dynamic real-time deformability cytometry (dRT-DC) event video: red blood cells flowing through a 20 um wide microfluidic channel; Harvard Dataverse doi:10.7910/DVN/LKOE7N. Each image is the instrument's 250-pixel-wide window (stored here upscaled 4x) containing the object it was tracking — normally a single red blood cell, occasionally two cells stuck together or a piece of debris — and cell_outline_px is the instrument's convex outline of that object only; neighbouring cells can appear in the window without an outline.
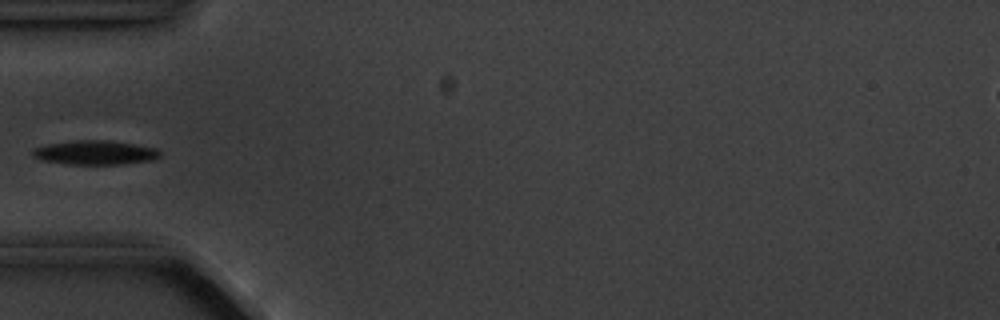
{"species": "common noctule bat (a hibernating species)", "species_latin": "Nyctalus noctula", "temperature_condition": "cold", "stored_images_in_passage": 8, "camera_frame_rate_fps": 3000, "um_per_image_px": 0.085, "animal": {"sex": "male", "body_mass_g": 20.1, "forearm_length_mm": 53.5}, "frame": {"image": 1, "passage_image": 5, "time_ms": 5.667, "image_size_px": [1000, 320], "cell_outline_px": [[160, 156], [156, 160], [124, 164], [68, 164], [40, 160], [32, 156], [32, 148], [48, 144], [76, 140], [108, 140], [156, 148], [160, 152]], "centroid_in_image_um": [8.08, 12.97], "position_along_channel_um": 76.9, "area_um2": 18.03}}